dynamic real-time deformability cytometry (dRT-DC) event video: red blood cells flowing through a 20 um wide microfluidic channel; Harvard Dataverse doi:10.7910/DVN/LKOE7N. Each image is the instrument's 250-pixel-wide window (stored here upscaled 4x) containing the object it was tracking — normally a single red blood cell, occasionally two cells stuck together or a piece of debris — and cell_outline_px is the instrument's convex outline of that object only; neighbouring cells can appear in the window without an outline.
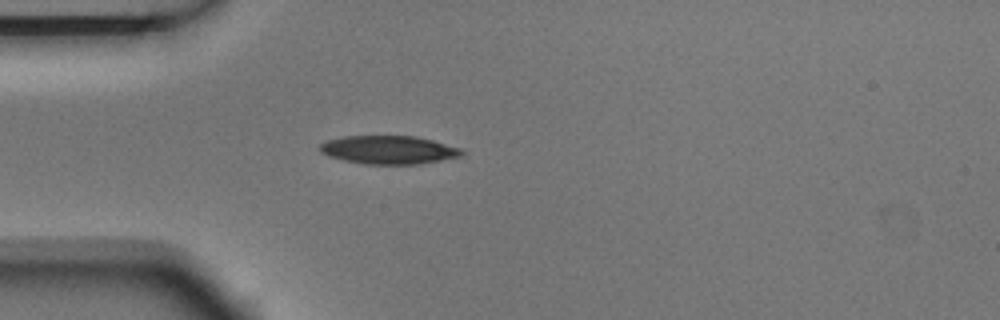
{"species": "Egyptian fruit bat (a non-hibernating species)", "species_latin": "Rousettus aegyptiacus", "temperature_condition": "room temperature", "stored_images_in_passage": 4, "camera_frame_rate_fps": 3000, "um_per_image_px": 0.085, "animal": {"sex": "male"}, "frame": {"image": 1, "passage_image": 4, "time_ms": 1.0, "image_size_px": [1000, 320], "cell_outline_px": [[464, 156], [420, 164], [364, 164], [344, 160], [328, 156], [320, 152], [320, 144], [328, 140], [344, 136], [416, 136], [432, 140], [460, 148], [464, 152]], "centroid_in_image_um": [33.06, 12.74], "position_along_channel_um": 51.9, "area_um2": 23.47}}